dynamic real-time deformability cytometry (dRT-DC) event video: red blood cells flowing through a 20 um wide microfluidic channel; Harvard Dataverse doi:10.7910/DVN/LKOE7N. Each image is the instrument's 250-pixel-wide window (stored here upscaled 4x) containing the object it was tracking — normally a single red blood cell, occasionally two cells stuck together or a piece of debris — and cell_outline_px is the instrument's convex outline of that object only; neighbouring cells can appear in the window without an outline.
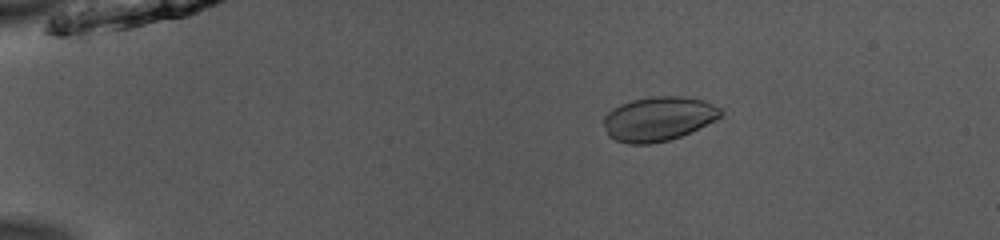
{"species": "common noctule bat (a hibernating species)", "species_latin": "Nyctalus noctula", "temperature_condition": "room temperature", "stored_images_in_passage": 53, "camera_frame_rate_fps": 3000, "um_per_image_px": 0.085, "animal": {"sex": "male", "body_mass_g": 13.0, "forearm_length_mm": 53.1}, "frame": {"image": 1, "passage_image": 11, "time_ms": 3.333, "image_size_px": [1000, 240], "cell_outline_px": [[724, 112], [720, 116], [680, 136], [668, 140], [648, 144], [628, 144], [616, 140], [608, 136], [604, 124], [604, 116], [612, 108], [620, 104], [632, 100], [652, 96], [684, 96], [704, 100], [720, 108]], "centroid_in_image_um": [55.92, 10.08], "position_along_channel_um": 29.1, "area_um2": 29.88}}
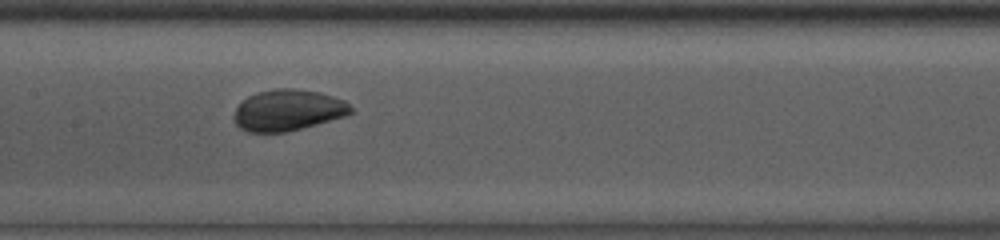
{"frame": {"image": 2, "passage_image": 28, "time_ms": 9.0, "image_size_px": [1000, 240], "cell_outline_px": [[356, 112], [344, 116], [288, 132], [248, 132], [240, 128], [236, 124], [232, 116], [236, 108], [248, 96], [260, 92], [276, 88], [292, 88], [320, 92], [344, 100]], "centroid_in_image_um": [24.47, 9.37], "position_along_channel_um": 182.9, "area_um2": 27.98}}
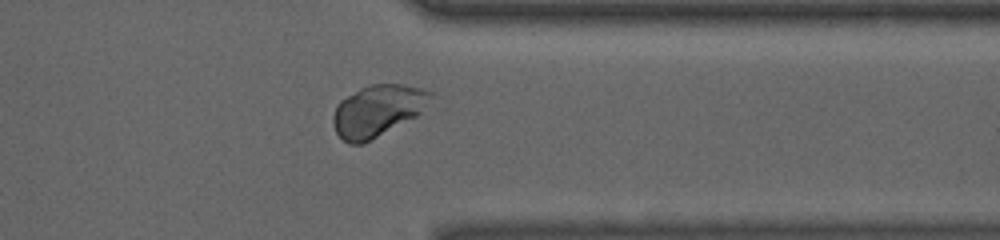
{"frame": {"image": 3, "passage_image": 43, "time_ms": 14.0, "image_size_px": [1000, 240], "cell_outline_px": [[436, 96], [416, 116], [360, 144], [348, 144], [336, 132], [332, 124], [332, 116], [336, 104], [340, 100], [360, 88], [372, 84], [400, 84], [424, 88], [436, 92]], "centroid_in_image_um": [32.11, 9.37], "position_along_channel_um": 379.3, "area_um2": 29.19}, "authors_computed_cell_mechanics": {"area_um2": 29.767, "velocity_mm_per_s": 3.9547, "shape_relaxation_time_tau1_ms": 2.0505, "shape_relaxation_time_tau2_ms": null, "deformation_change_tau1": 0.0786, "deformation_change_tau2": null}}